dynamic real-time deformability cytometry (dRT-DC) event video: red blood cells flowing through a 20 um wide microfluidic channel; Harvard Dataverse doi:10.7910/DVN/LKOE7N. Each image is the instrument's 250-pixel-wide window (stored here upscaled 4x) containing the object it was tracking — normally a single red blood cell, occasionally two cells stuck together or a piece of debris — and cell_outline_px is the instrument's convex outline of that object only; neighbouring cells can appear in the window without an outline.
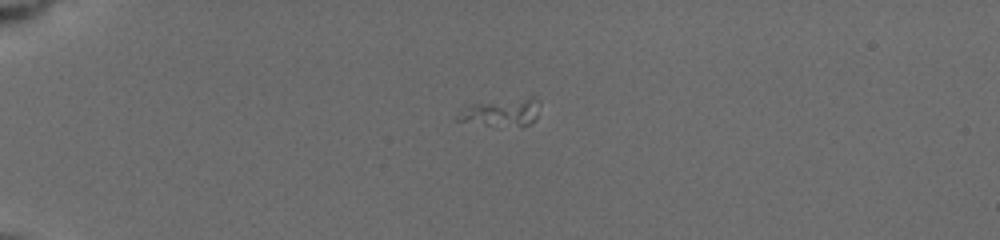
{"species": "common noctule bat (a hibernating species)", "species_latin": "Nyctalus noctula", "temperature_condition": "cold", "stored_images_in_passage": 13, "camera_frame_rate_fps": 3000, "um_per_image_px": 0.085, "animal": {"sex": "female", "body_mass_g": 19.5, "forearm_length_mm": 54.1}, "frame": {"image": 1, "passage_image": 1, "time_ms": 0.0, "image_size_px": [1000, 240], "cell_outline_px": [[540, 104], [536, 116], [528, 124], [488, 124], [456, 120], [456, 116], [464, 104], [532, 92], [540, 100]], "centroid_in_image_um": [42.66, 9.37], "position_along_channel_um": 42.3, "area_um2": 14.1}}